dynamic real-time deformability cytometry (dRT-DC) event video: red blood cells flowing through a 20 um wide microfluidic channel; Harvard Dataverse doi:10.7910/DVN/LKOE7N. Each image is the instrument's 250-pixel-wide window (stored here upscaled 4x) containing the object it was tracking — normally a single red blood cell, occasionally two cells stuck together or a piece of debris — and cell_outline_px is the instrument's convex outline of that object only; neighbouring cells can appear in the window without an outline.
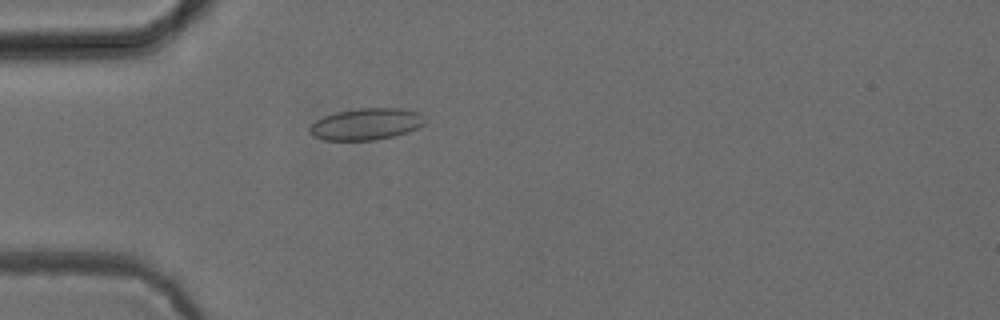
{"species": "common noctule bat (a hibernating species)", "species_latin": "Nyctalus noctula", "temperature_condition": "cold", "stored_images_in_passage": 53, "camera_frame_rate_fps": 3000, "um_per_image_px": 0.085, "animal": {"sex": "female", "body_mass_g": 24.6, "forearm_length_mm": 56.2}, "frame": {"image": 1, "passage_image": 16, "time_ms": 5.0, "image_size_px": [1000, 320], "cell_outline_px": [[424, 124], [408, 132], [376, 140], [324, 140], [312, 136], [308, 132], [308, 128], [316, 120], [324, 116], [336, 112], [360, 108], [404, 108], [416, 112], [424, 120]], "centroid_in_image_um": [31.07, 10.55], "position_along_channel_um": 53.9, "area_um2": 21.15}}
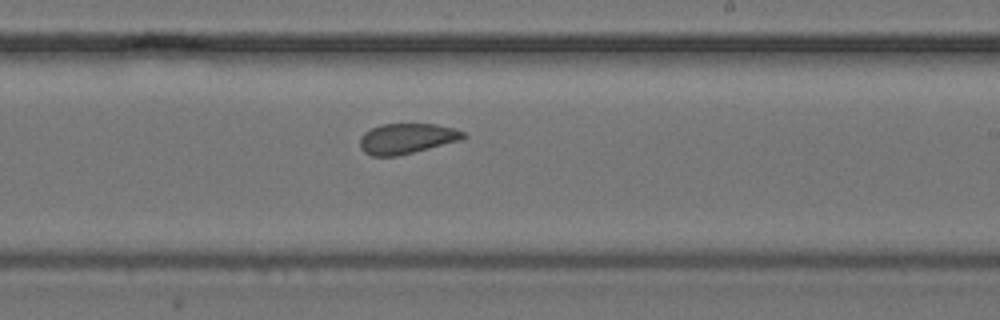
{"frame": {"image": 2, "passage_image": 32, "time_ms": 10.333, "image_size_px": [1000, 320], "cell_outline_px": [[468, 136], [464, 140], [396, 156], [372, 156], [364, 152], [360, 148], [360, 136], [364, 132], [380, 124], [436, 124], [456, 128], [464, 132]], "centroid_in_image_um": [34.61, 11.77], "position_along_channel_um": 254.4, "area_um2": 18.55}}
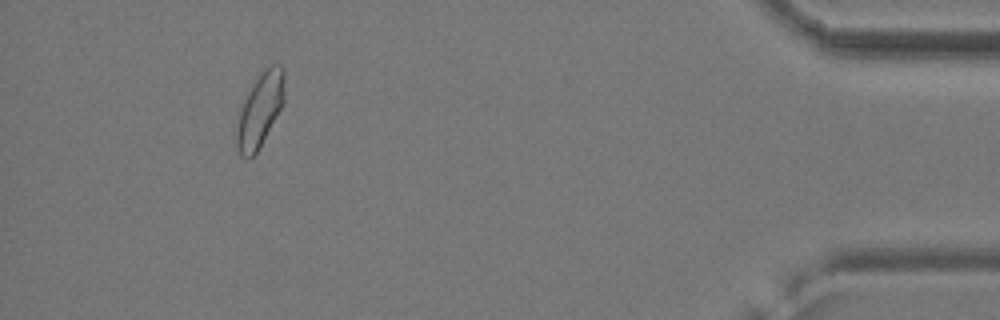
{"frame": {"image": 3, "passage_image": 49, "time_ms": 16.0, "image_size_px": [1000, 320], "cell_outline_px": [[284, 104], [256, 152], [248, 160], [240, 156], [236, 144], [236, 128], [240, 112], [244, 100], [252, 84], [260, 72], [264, 68], [272, 64], [280, 64], [284, 68]], "centroid_in_image_um": [22.11, 9.32], "position_along_channel_um": 413.1, "area_um2": 20.58}, "authors_computed_cell_mechanics": {"area_um2": 19.7676, "velocity_mm_per_s": 3.9151, "shape_relaxation_time_tau1_ms": null, "shape_relaxation_time_tau2_ms": 1.2281, "deformation_change_tau1": null, "deformation_change_tau2": 0.0565}}